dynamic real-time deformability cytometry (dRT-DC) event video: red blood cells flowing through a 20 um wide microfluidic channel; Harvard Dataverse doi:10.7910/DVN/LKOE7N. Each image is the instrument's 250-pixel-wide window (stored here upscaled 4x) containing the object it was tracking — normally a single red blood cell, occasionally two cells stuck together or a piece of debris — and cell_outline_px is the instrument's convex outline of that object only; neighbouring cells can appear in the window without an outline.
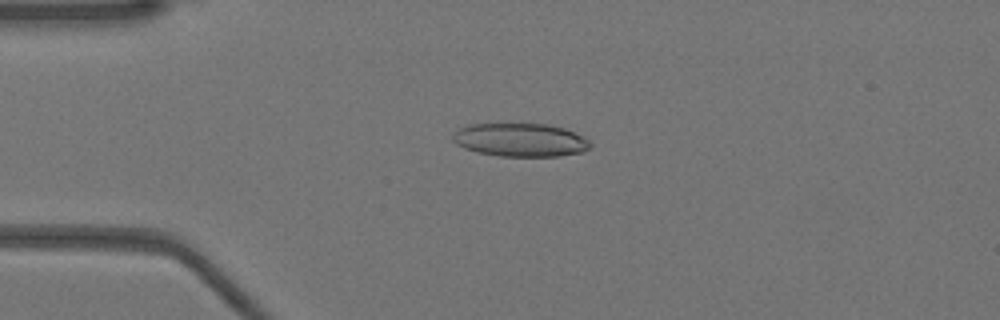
{"species": "Egyptian fruit bat (a non-hibernating species)", "species_latin": "Rousettus aegyptiacus", "temperature_condition": "warm", "stored_images_in_passage": 51, "camera_frame_rate_fps": 3000, "um_per_image_px": 0.085, "animal": {"sex": "female"}, "frame": {"image": 1, "passage_image": 12, "time_ms": 3.667, "image_size_px": [1000, 320], "cell_outline_px": [[592, 144], [584, 152], [560, 156], [500, 156], [476, 152], [464, 148], [456, 144], [452, 140], [452, 132], [468, 124], [548, 124], [564, 128], [588, 140]], "centroid_in_image_um": [44.19, 11.9], "position_along_channel_um": 40.8, "area_um2": 26.76}}
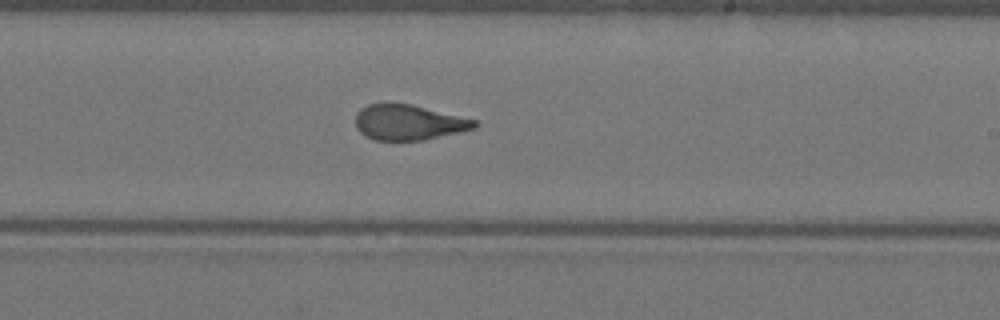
{"frame": {"image": 2, "passage_image": 30, "time_ms": 9.667, "image_size_px": [1000, 320], "cell_outline_px": [[480, 124], [476, 128], [424, 140], [376, 140], [364, 136], [356, 128], [356, 112], [360, 108], [368, 104], [408, 104], [476, 120]], "centroid_in_image_um": [34.71, 10.42], "position_along_channel_um": 254.3, "area_um2": 24.22}}
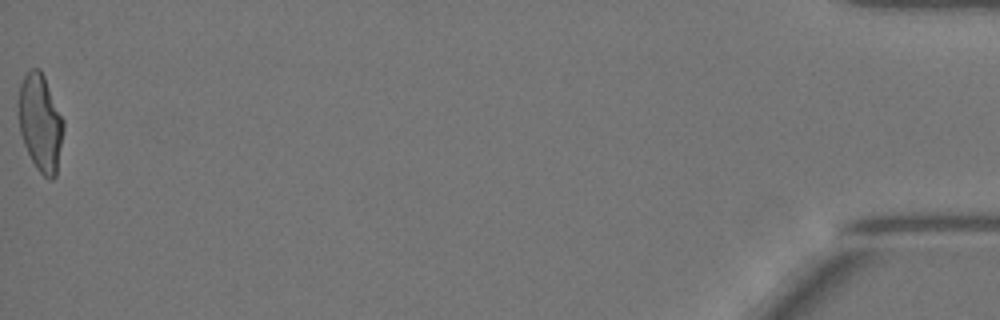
{"frame": {"image": 3, "passage_image": 51, "time_ms": 16.667, "image_size_px": [1000, 320], "cell_outline_px": [[64, 128], [56, 176], [52, 180], [48, 180], [36, 168], [24, 144], [20, 132], [16, 104], [20, 84], [24, 76], [32, 68], [40, 68], [44, 76], [64, 120]], "centroid_in_image_um": [3.41, 10.43], "position_along_channel_um": 431.8, "area_um2": 25.78}, "authors_computed_cell_mechanics": {"area_um2": 25.8366, "velocity_mm_per_s": 3.9791, "shape_relaxation_time_tau1_ms": 11.1286, "shape_relaxation_time_tau2_ms": 0.9193, "deformation_change_tau1": 0.3333, "deformation_change_tau2": 0.0862}}